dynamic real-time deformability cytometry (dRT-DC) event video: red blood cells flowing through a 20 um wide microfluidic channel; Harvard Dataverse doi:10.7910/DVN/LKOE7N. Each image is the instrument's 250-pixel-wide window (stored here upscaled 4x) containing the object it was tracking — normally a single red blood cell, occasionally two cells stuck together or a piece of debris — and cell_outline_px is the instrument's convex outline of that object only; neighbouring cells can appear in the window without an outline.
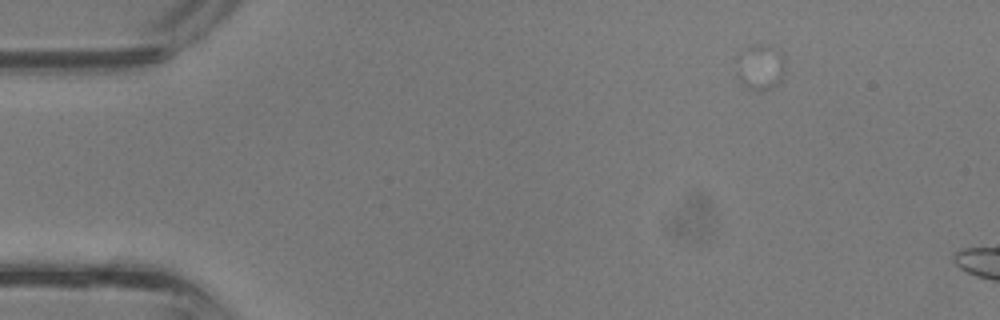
{"species": "common noctule bat (a hibernating species)", "species_latin": "Nyctalus noctula", "temperature_condition": "room temperature", "stored_images_in_passage": 8, "camera_frame_rate_fps": 3000, "um_per_image_px": 0.085, "animal": {"sex": "male", "body_mass_g": 13.3}, "frame": {"image": 1, "passage_image": 2, "time_ms": 0.333, "image_size_px": [1000, 320], "cell_outline_px": [[784, 72], [780, 80], [772, 88], [756, 92], [744, 88], [736, 76], [736, 72], [768, 48], [776, 48], [784, 56]], "centroid_in_image_um": [64.82, 6.04], "position_along_channel_um": 20.2, "area_um2": 10.35}}